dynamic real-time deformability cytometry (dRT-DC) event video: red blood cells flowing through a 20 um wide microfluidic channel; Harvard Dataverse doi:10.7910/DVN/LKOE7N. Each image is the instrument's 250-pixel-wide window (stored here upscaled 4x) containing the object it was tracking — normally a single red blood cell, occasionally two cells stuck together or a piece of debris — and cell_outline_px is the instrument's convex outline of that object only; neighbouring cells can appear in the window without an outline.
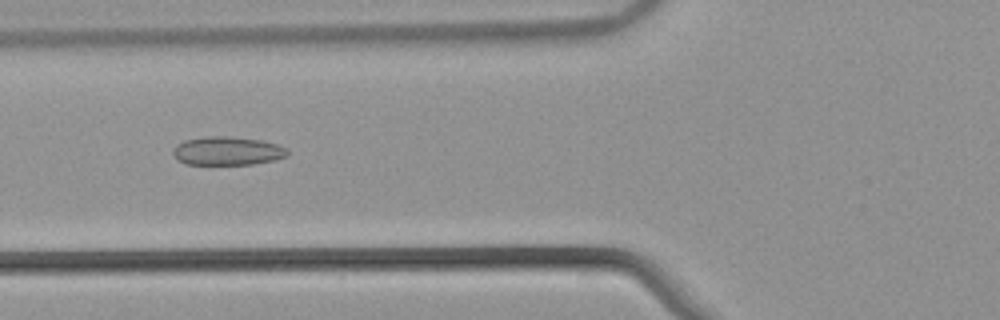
{"species": "common noctule bat (a hibernating species)", "species_latin": "Nyctalus noctula", "temperature_condition": "warm", "stored_images_in_passage": 50, "camera_frame_rate_fps": 3000, "um_per_image_px": 0.085, "animal": {"sex": "male", "body_mass_g": 21.5, "forearm_length_mm": 52.0}, "frame": {"image": 1, "passage_image": 18, "time_ms": 5.667, "image_size_px": [1000, 320], "cell_outline_px": [[288, 156], [276, 160], [252, 164], [184, 164], [176, 160], [172, 152], [176, 144], [184, 140], [208, 136], [228, 136], [264, 140], [288, 148]], "centroid_in_image_um": [19.33, 12.83], "position_along_channel_um": 106.5, "area_um2": 19.31}}
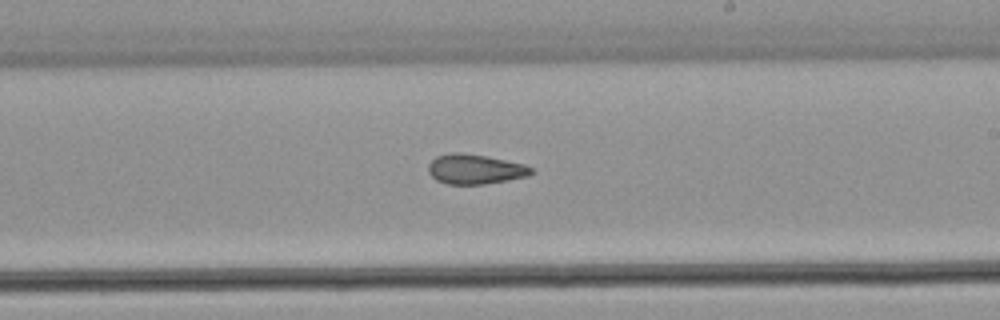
{"frame": {"image": 2, "passage_image": 29, "time_ms": 9.333, "image_size_px": [1000, 320], "cell_outline_px": [[536, 172], [528, 176], [508, 180], [484, 184], [448, 184], [436, 180], [428, 172], [428, 164], [436, 156], [452, 152], [460, 152], [488, 156], [524, 164], [532, 168]], "centroid_in_image_um": [40.39, 14.37], "position_along_channel_um": 248.6, "area_um2": 18.03}}
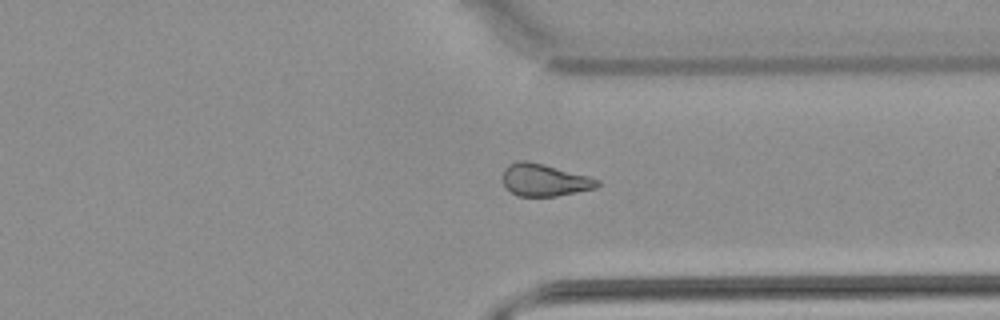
{"frame": {"image": 3, "passage_image": 38, "time_ms": 12.333, "image_size_px": [1000, 320], "cell_outline_px": [[600, 184], [596, 188], [556, 196], [516, 196], [504, 184], [504, 168], [508, 164], [520, 160], [528, 160], [544, 164], [588, 176], [600, 180]], "centroid_in_image_um": [46.28, 15.29], "position_along_channel_um": 365.1, "area_um2": 17.69}, "authors_computed_cell_mechanics": {"area_um2": 18.7272, "velocity_mm_per_s": 3.8773, "shape_relaxation_time_tau1_ms": null, "shape_relaxation_time_tau2_ms": 4.3374, "deformation_change_tau1": null, "deformation_change_tau2": 0.1045}}